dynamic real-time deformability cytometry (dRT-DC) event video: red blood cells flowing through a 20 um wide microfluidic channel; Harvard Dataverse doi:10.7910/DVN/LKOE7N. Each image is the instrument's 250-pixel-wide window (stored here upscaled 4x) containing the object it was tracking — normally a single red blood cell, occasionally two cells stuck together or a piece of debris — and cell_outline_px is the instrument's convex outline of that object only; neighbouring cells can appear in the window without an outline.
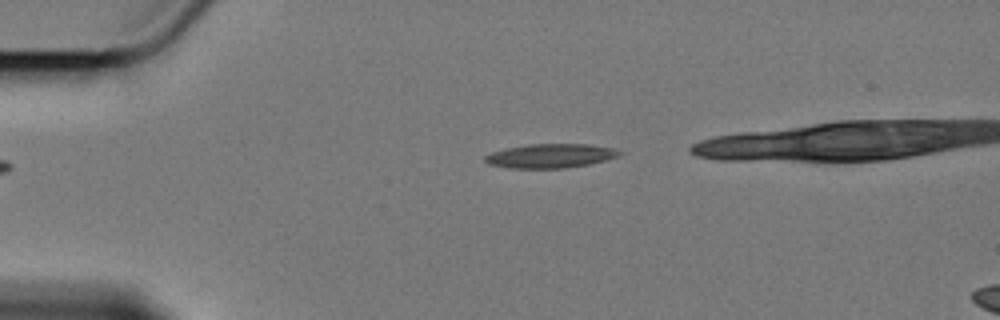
{"species": "Egyptian fruit bat (a non-hibernating species)", "species_latin": "Rousettus aegyptiacus", "temperature_condition": "cold", "stored_images_in_passage": 3, "camera_frame_rate_fps": 3000, "um_per_image_px": 0.085, "animal": {"sex": "female"}, "frame": {"image": 1, "passage_image": 3, "time_ms": 3.333, "image_size_px": [1000, 320], "cell_outline_px": [[624, 152], [616, 156], [604, 160], [588, 164], [564, 168], [508, 168], [488, 164], [484, 160], [484, 156], [492, 152], [508, 148], [528, 144], [588, 144], [612, 148]], "centroid_in_image_um": [46.75, 13.25], "position_along_channel_um": 38.3, "area_um2": 18.67}}